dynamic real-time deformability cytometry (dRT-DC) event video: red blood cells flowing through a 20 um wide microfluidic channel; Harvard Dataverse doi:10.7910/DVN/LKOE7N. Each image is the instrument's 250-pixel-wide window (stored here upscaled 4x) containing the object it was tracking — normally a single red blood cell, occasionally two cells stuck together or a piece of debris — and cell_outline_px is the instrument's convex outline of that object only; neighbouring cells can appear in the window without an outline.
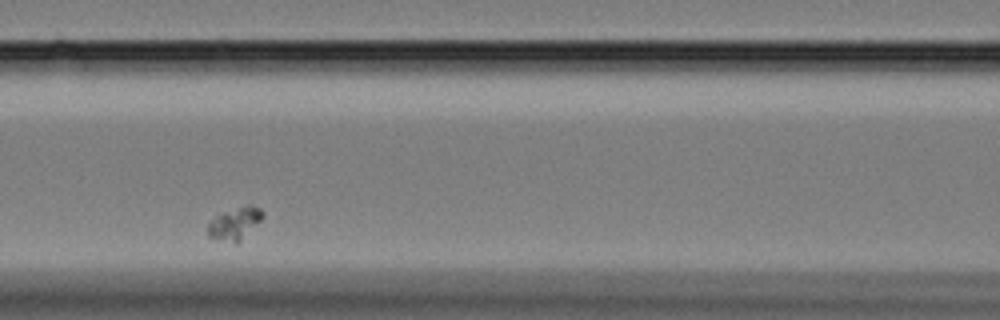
{"species": "Egyptian fruit bat (a non-hibernating species)", "species_latin": "Rousettus aegyptiacus", "temperature_condition": "cold", "stored_images_in_passage": 35, "camera_frame_rate_fps": 3000, "um_per_image_px": 0.085, "animal": {"sex": "female"}, "frame": {"image": 1, "passage_image": 11, "time_ms": 3.333, "image_size_px": [1000, 320], "cell_outline_px": [[264, 216], [236, 244], [208, 236], [208, 224], [220, 212], [248, 204], [260, 208], [264, 212]], "centroid_in_image_um": [19.95, 18.97], "position_along_channel_um": 146.6, "area_um2": 10.17}}
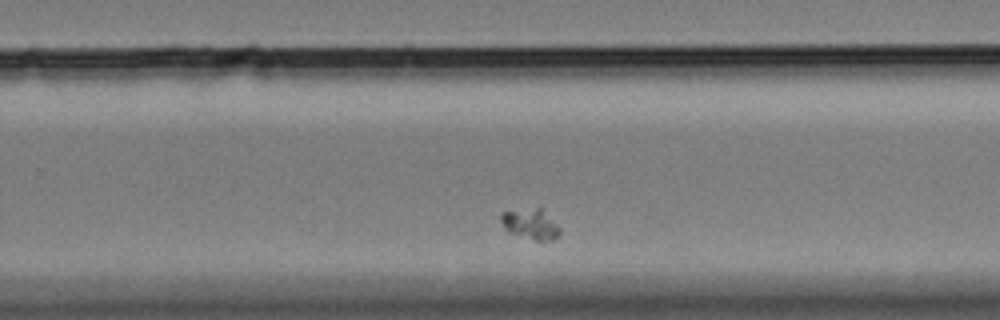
{"frame": {"image": 2, "passage_image": 25, "time_ms": 8.0, "image_size_px": [1000, 320], "cell_outline_px": [[560, 232], [552, 240], [532, 240], [508, 232], [504, 228], [500, 220], [500, 216], [504, 212], [536, 208], [540, 208], [560, 228]], "centroid_in_image_um": [45.06, 19.07], "position_along_channel_um": 284.7, "area_um2": 10.12}}
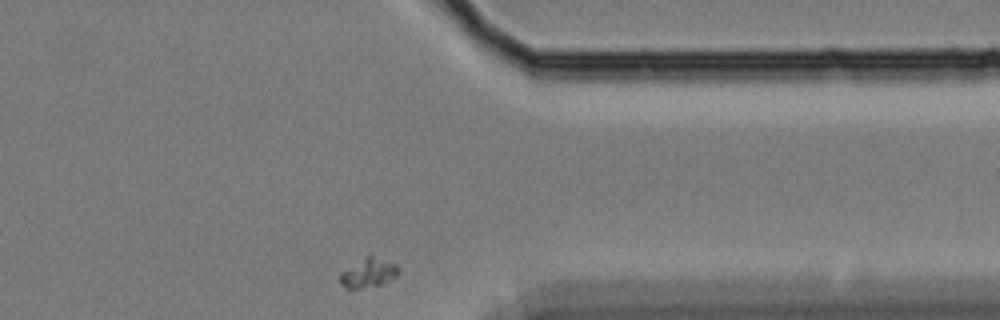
{"frame": {"image": 3, "passage_image": 35, "time_ms": 11.333, "image_size_px": [1000, 320], "cell_outline_px": [[400, 268], [396, 276], [384, 284], [348, 292], [340, 284], [340, 272], [368, 256], [372, 256], [396, 264]], "centroid_in_image_um": [31.28, 23.28], "position_along_channel_um": 380.1, "area_um2": 10.12}}